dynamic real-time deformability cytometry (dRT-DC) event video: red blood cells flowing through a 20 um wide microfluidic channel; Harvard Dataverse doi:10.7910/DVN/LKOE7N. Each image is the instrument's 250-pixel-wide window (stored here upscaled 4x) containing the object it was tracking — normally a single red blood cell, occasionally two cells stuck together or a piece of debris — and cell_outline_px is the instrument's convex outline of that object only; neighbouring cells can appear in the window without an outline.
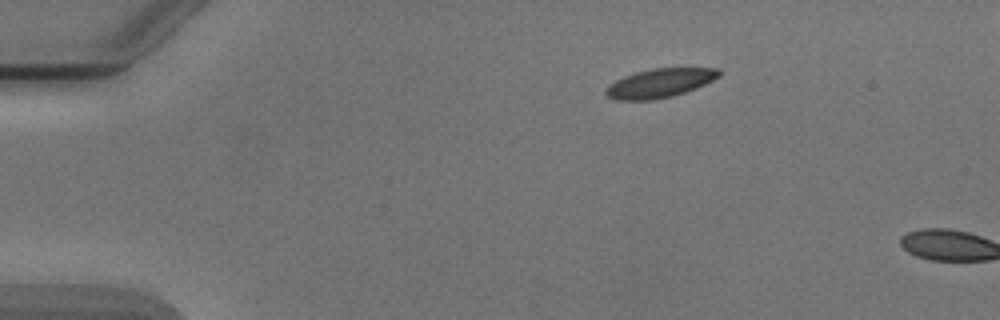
{"species": "Egyptian fruit bat (a non-hibernating species)", "species_latin": "Rousettus aegyptiacus", "temperature_condition": "cold", "stored_images_in_passage": 2, "camera_frame_rate_fps": 3000, "um_per_image_px": 0.085, "animal": {"sex": "male"}, "frame": {"image": 1, "passage_image": 1, "time_ms": 0.0, "image_size_px": [1000, 320], "cell_outline_px": [[720, 76], [696, 88], [672, 96], [652, 100], [616, 100], [608, 96], [604, 92], [604, 88], [608, 84], [624, 76], [636, 72], [652, 68], [720, 68]], "centroid_in_image_um": [56.05, 7.06], "position_along_channel_um": 29.0, "area_um2": 19.07}}